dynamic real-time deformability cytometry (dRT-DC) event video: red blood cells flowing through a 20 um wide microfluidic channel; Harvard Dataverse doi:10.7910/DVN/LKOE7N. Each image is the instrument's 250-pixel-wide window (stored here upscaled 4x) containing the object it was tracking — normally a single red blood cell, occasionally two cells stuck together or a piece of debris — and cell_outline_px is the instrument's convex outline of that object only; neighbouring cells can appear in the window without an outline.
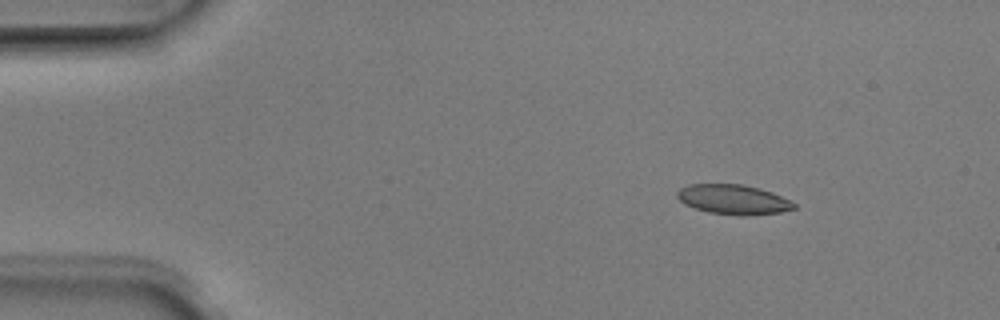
{"species": "Egyptian fruit bat (a non-hibernating species)", "species_latin": "Rousettus aegyptiacus", "temperature_condition": "room temperature", "stored_images_in_passage": 3, "camera_frame_rate_fps": 3000, "um_per_image_px": 0.085, "animal": {"sex": "male"}, "frame": {"image": 1, "passage_image": 1, "time_ms": 0.0, "image_size_px": [1000, 320], "cell_outline_px": [[796, 208], [780, 212], [744, 216], [708, 212], [684, 204], [676, 196], [676, 192], [680, 188], [688, 184], [744, 184], [760, 188], [772, 192], [796, 204]], "centroid_in_image_um": [62.31, 16.95], "position_along_channel_um": 22.7, "area_um2": 20.23}}